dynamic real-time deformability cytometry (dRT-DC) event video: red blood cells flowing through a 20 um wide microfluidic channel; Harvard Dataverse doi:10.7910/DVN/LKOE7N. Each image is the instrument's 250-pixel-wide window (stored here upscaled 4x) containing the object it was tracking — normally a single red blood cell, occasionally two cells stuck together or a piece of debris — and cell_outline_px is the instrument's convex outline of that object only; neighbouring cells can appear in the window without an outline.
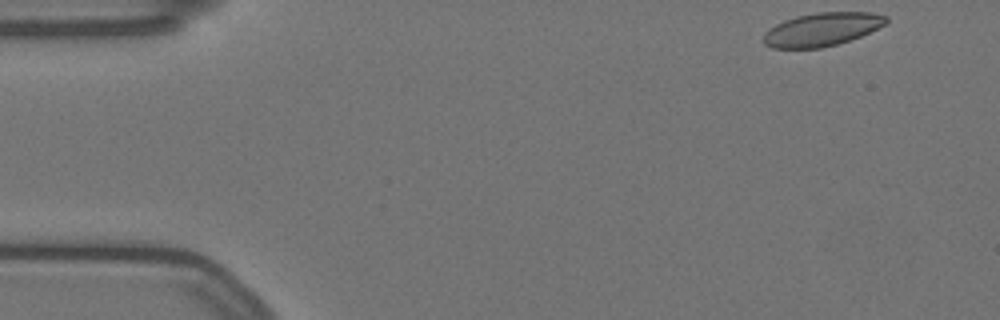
{"species": "Egyptian fruit bat (a non-hibernating species)", "species_latin": "Rousettus aegyptiacus", "temperature_condition": "warm", "stored_images_in_passage": 9, "camera_frame_rate_fps": 3000, "um_per_image_px": 0.085, "animal": {"sex": "female"}, "frame": {"image": 1, "passage_image": 1, "time_ms": 0.0, "image_size_px": [1000, 320], "cell_outline_px": [[888, 20], [884, 24], [860, 36], [836, 44], [820, 48], [772, 48], [764, 44], [764, 32], [776, 24], [784, 20], [796, 16], [816, 12], [872, 12], [888, 16]], "centroid_in_image_um": [69.84, 2.49], "position_along_channel_um": 15.2, "area_um2": 23.64}}